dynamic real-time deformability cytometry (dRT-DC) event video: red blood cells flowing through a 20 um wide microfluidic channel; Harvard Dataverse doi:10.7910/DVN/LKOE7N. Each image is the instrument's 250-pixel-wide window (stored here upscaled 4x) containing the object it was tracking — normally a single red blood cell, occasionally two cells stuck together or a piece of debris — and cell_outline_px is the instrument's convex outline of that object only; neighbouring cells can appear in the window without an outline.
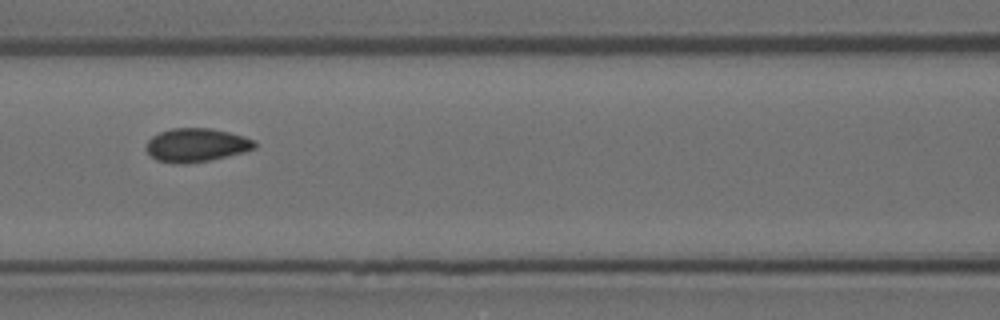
{"species": "Egyptian fruit bat (a non-hibernating species)", "species_latin": "Rousettus aegyptiacus", "temperature_condition": "room temperature", "stored_images_in_passage": 12, "camera_frame_rate_fps": 3000, "um_per_image_px": 0.085, "animal": {"sex": "female"}, "frame": {"image": 1, "passage_image": 4, "time_ms": 1.0, "image_size_px": [1000, 320], "cell_outline_px": [[256, 148], [244, 152], [208, 160], [156, 160], [144, 148], [144, 144], [152, 136], [160, 132], [172, 128], [212, 128], [244, 136], [252, 140], [256, 144]], "centroid_in_image_um": [16.7, 12.27], "position_along_channel_um": 149.9, "area_um2": 20.35}}
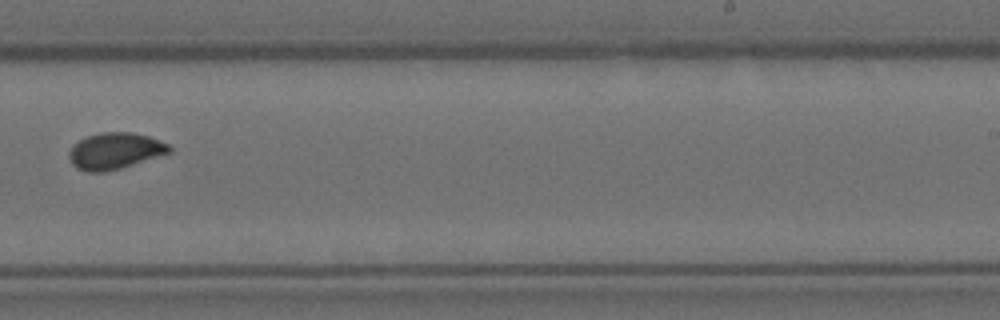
{"frame": {"image": 2, "passage_image": 7, "time_ms": 2.0, "image_size_px": [1000, 320], "cell_outline_px": [[172, 152], [120, 168], [104, 172], [88, 172], [76, 168], [72, 164], [68, 156], [68, 152], [72, 144], [88, 136], [100, 132], [132, 132], [148, 136], [168, 144], [172, 148]], "centroid_in_image_um": [9.74, 12.83], "position_along_channel_um": 279.3, "area_um2": 21.27}}
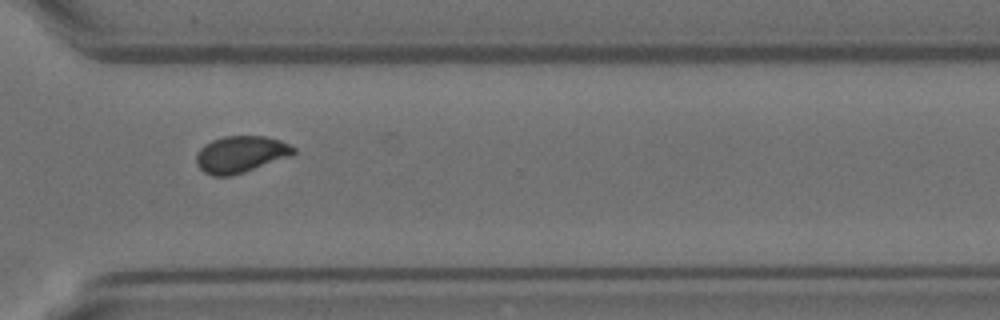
{"frame": {"image": 3, "passage_image": 9, "time_ms": 2.667, "image_size_px": [1000, 320], "cell_outline_px": [[296, 152], [292, 156], [232, 176], [212, 176], [204, 172], [196, 164], [196, 156], [200, 148], [204, 144], [212, 140], [224, 136], [264, 136], [280, 140], [296, 148]], "centroid_in_image_um": [20.46, 13.12], "position_along_channel_um": 350.1, "area_um2": 20.92}}